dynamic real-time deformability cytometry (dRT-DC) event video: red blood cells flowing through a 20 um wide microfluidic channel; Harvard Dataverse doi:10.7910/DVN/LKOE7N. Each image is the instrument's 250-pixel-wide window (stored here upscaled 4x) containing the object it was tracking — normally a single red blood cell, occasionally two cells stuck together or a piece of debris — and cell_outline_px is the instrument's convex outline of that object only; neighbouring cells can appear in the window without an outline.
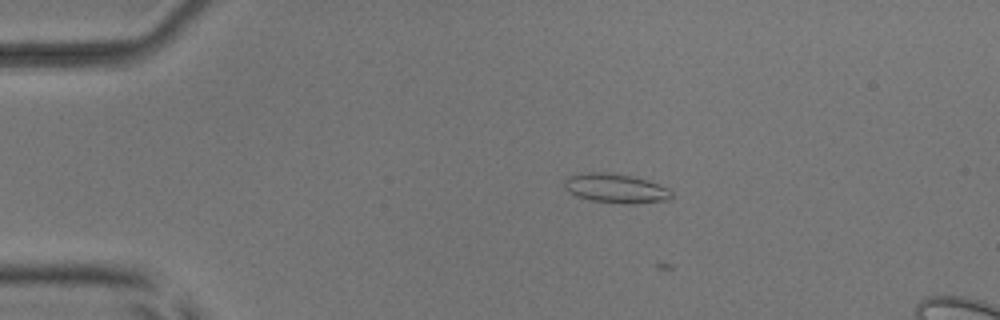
{"species": "common noctule bat (a hibernating species)", "species_latin": "Nyctalus noctula", "temperature_condition": "room temperature", "stored_images_in_passage": 8, "camera_frame_rate_fps": 3000, "um_per_image_px": 0.085, "animal": {"sex": "male", "body_mass_g": 17.9, "forearm_length_mm": 54.2}, "frame": {"image": 1, "passage_image": 7, "time_ms": 2.0, "image_size_px": [1000, 320], "cell_outline_px": [[672, 196], [668, 200], [636, 204], [620, 204], [588, 200], [576, 196], [568, 192], [564, 188], [564, 180], [568, 176], [584, 172], [608, 172], [632, 176], [648, 180], [668, 188], [672, 192]], "centroid_in_image_um": [52.31, 16.02], "position_along_channel_um": 32.7, "area_um2": 18.67}}